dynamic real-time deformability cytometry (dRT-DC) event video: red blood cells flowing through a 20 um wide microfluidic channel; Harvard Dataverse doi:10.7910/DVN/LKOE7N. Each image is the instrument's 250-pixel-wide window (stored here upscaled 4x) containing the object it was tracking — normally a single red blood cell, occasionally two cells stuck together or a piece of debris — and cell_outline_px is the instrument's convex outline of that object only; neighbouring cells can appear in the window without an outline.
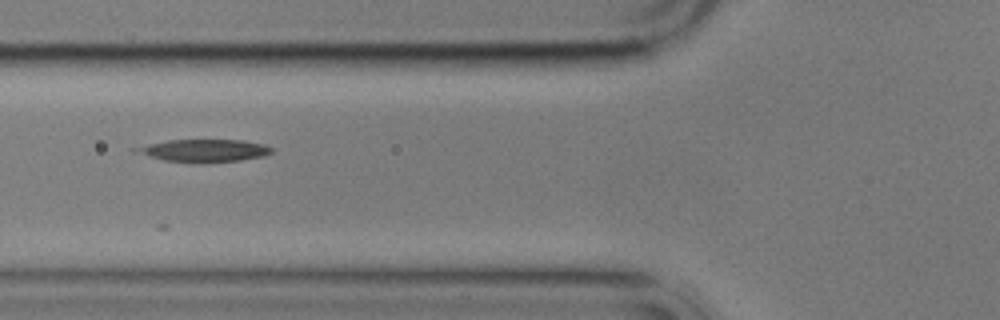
{"species": "common noctule bat (a hibernating species)", "species_latin": "Nyctalus noctula", "temperature_condition": "cold", "stored_images_in_passage": 5, "camera_frame_rate_fps": 3000, "um_per_image_px": 0.085, "animal": {"sex": "male", "body_mass_g": 17.9}, "frame": {"image": 1, "passage_image": 3, "time_ms": 2.333, "image_size_px": [1000, 320], "cell_outline_px": [[272, 152], [264, 156], [240, 160], [164, 160], [132, 152], [132, 148], [168, 140], [244, 140], [264, 144], [272, 148]], "centroid_in_image_um": [17.34, 12.75], "position_along_channel_um": 108.5, "area_um2": 16.94}}
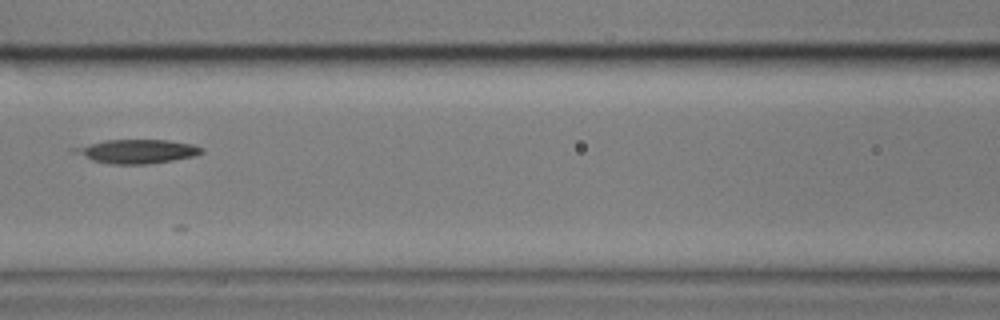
{"frame": {"image": 2, "passage_image": 4, "time_ms": 3.667, "image_size_px": [1000, 320], "cell_outline_px": [[204, 152], [196, 156], [148, 164], [108, 164], [92, 160], [72, 152], [68, 148], [104, 140], [168, 140], [192, 144], [204, 148]], "centroid_in_image_um": [11.61, 12.86], "position_along_channel_um": 155.0, "area_um2": 17.92}}